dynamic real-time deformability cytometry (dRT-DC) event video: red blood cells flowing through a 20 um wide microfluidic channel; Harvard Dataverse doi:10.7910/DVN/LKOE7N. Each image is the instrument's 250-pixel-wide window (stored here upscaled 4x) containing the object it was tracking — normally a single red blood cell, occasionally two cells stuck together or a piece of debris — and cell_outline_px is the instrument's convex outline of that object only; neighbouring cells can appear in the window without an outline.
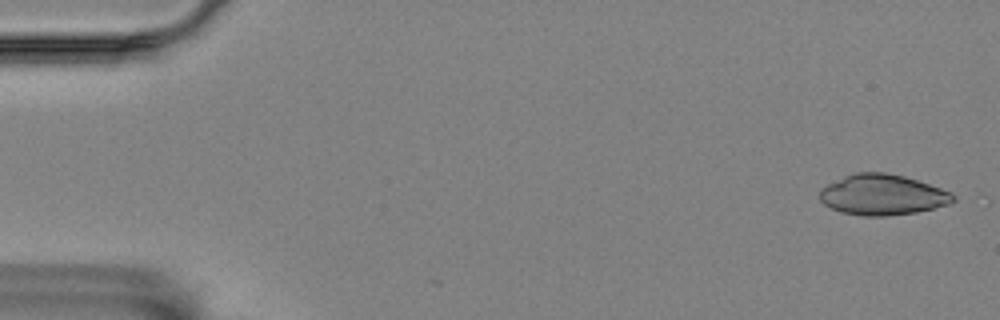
{"species": "Egyptian fruit bat (a non-hibernating species)", "species_latin": "Rousettus aegyptiacus", "temperature_condition": "room temperature", "stored_images_in_passage": 4, "camera_frame_rate_fps": 3000, "um_per_image_px": 0.085, "animal": {"sex": "female"}, "frame": {"image": 1, "passage_image": 2, "time_ms": 0.333, "image_size_px": [1000, 320], "cell_outline_px": [[956, 200], [948, 204], [916, 212], [888, 216], [864, 216], [840, 212], [824, 204], [820, 200], [820, 188], [844, 176], [856, 172], [884, 172], [904, 176], [952, 192], [956, 196]], "centroid_in_image_um": [75.0, 16.56], "position_along_channel_um": 10.0, "area_um2": 31.5}}